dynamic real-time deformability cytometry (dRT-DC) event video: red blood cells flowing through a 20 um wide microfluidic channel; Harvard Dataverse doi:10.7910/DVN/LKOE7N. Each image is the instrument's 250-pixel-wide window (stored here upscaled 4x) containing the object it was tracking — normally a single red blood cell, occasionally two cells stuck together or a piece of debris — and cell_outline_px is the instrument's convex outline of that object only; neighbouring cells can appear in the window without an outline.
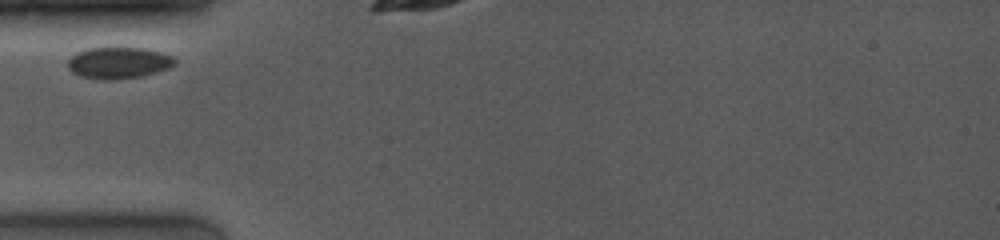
{"species": "common noctule bat (a hibernating species)", "species_latin": "Nyctalus noctula", "temperature_condition": "room temperature", "stored_images_in_passage": 4, "camera_frame_rate_fps": 4000, "um_per_image_px": 0.085, "animal": {"sex": "female", "body_mass_g": 19.0, "forearm_length_mm": 53.3}, "frame": {"image": 1, "passage_image": 1, "time_ms": 0.0, "image_size_px": [1000, 240], "cell_outline_px": [[176, 64], [168, 68], [156, 72], [140, 76], [112, 80], [108, 80], [80, 76], [72, 72], [68, 68], [68, 60], [76, 52], [88, 48], [144, 48], [160, 52], [172, 56], [176, 60]], "centroid_in_image_um": [10.07, 5.34], "position_along_channel_um": 74.9, "area_um2": 19.48}}